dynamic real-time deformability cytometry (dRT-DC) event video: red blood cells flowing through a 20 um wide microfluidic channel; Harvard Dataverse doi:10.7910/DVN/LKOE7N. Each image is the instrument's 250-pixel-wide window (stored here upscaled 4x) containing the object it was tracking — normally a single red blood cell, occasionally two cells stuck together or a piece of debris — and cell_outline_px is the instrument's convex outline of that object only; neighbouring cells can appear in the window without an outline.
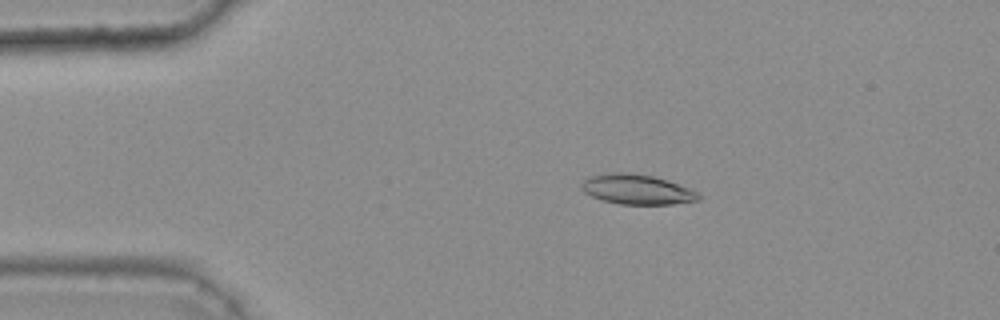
{"species": "common noctule bat (a hibernating species)", "species_latin": "Nyctalus noctula", "temperature_condition": "warm", "stored_images_in_passage": 46, "camera_frame_rate_fps": 3000, "um_per_image_px": 0.085, "animal": {"sex": "female", "body_mass_g": 25.1}, "frame": {"image": 1, "passage_image": 10, "time_ms": 3.0, "image_size_px": [1000, 320], "cell_outline_px": [[700, 200], [672, 204], [620, 204], [604, 200], [592, 196], [584, 192], [580, 184], [584, 180], [592, 176], [608, 172], [628, 172], [652, 176], [688, 188], [696, 192], [700, 196]], "centroid_in_image_um": [54.11, 16.1], "position_along_channel_um": 30.9, "area_um2": 20.06}}
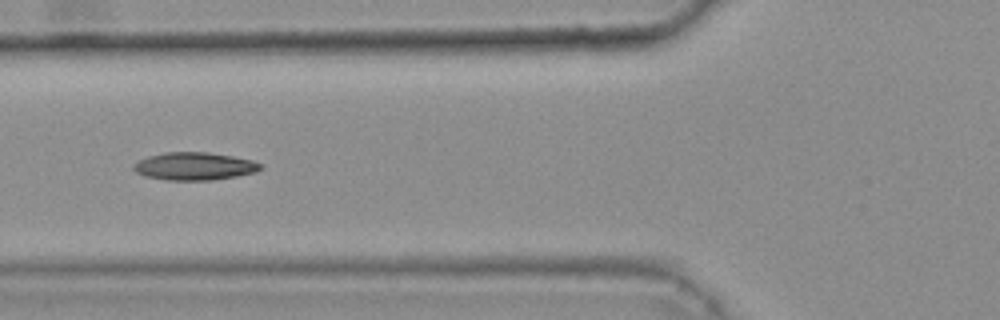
{"frame": {"image": 2, "passage_image": 20, "time_ms": 6.333, "image_size_px": [1000, 320], "cell_outline_px": [[264, 168], [256, 172], [236, 176], [212, 180], [168, 180], [144, 176], [136, 172], [132, 168], [132, 164], [148, 156], [164, 152], [208, 152], [232, 156], [252, 160], [264, 164]], "centroid_in_image_um": [16.54, 14.13], "position_along_channel_um": 109.3, "area_um2": 20.69}}
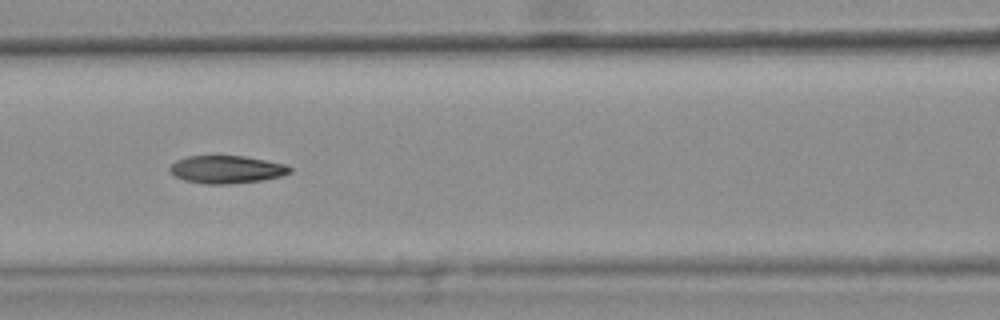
{"frame": {"image": 3, "passage_image": 23, "time_ms": 7.333, "image_size_px": [1000, 320], "cell_outline_px": [[292, 172], [284, 176], [264, 180], [228, 184], [204, 184], [184, 180], [168, 172], [168, 168], [176, 160], [188, 156], [244, 156], [284, 164], [292, 168]], "centroid_in_image_um": [19.26, 14.41], "position_along_channel_um": 147.3, "area_um2": 19.54}, "authors_computed_cell_mechanics": {"area_um2": 19.8832, "velocity_mm_per_s": 3.7923, "shape_relaxation_time_tau1_ms": 9.0654, "shape_relaxation_time_tau2_ms": 2.8091, "deformation_change_tau1": 0.2471, "deformation_change_tau2": 0.0927}}